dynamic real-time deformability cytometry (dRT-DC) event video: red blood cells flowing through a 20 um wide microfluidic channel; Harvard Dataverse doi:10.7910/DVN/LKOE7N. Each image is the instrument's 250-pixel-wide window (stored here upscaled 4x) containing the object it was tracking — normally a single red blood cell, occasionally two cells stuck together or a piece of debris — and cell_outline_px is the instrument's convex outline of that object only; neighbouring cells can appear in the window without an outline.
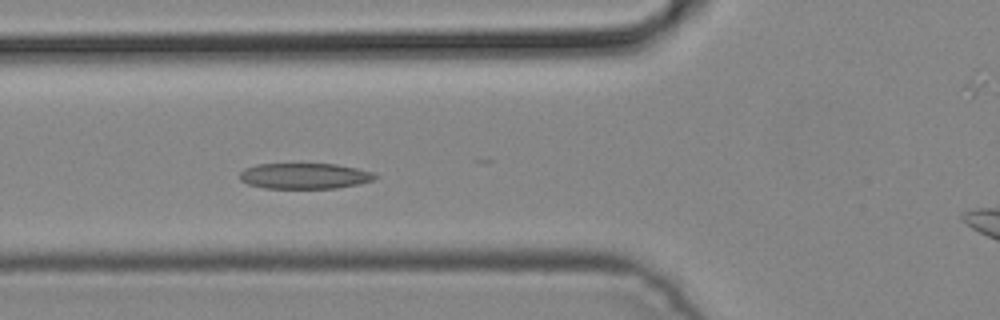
{"species": "common noctule bat (a hibernating species)", "species_latin": "Nyctalus noctula", "temperature_condition": "cold", "stored_images_in_passage": 4, "camera_frame_rate_fps": 3000, "um_per_image_px": 0.085, "animal": {"sex": "male", "body_mass_g": 19.2, "forearm_length_mm": 51.8}, "frame": {"image": 1, "passage_image": 3, "time_ms": 0.667, "image_size_px": [1000, 320], "cell_outline_px": [[380, 176], [372, 180], [360, 184], [336, 188], [264, 188], [248, 184], [240, 180], [240, 172], [244, 168], [256, 164], [336, 164], [356, 168], [372, 172]], "centroid_in_image_um": [25.88, 14.95], "position_along_channel_um": 99.9, "area_um2": 20.35}}